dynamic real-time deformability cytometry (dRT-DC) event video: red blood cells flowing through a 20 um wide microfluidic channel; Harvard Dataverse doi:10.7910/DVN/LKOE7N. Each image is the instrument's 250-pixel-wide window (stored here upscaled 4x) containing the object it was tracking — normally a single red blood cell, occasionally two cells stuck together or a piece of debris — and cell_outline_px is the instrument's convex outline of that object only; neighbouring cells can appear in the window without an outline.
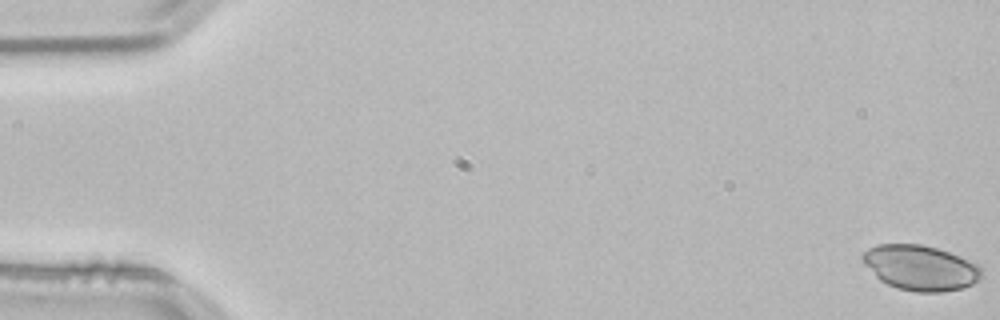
{"species": "common noctule bat (a hibernating species)", "species_latin": "Nyctalus noctula", "temperature_condition": "room temperature", "stored_images_in_passage": 54, "camera_frame_rate_fps": 3000, "um_per_image_px": 0.085, "animal": {"sex": "male", "body_mass_g": 21.5, "forearm_length_mm": 52.0}, "frame": {"image": 1, "passage_image": 1, "time_ms": 0.0, "image_size_px": [1000, 320], "cell_outline_px": [[984, 272], [972, 284], [964, 288], [940, 292], [916, 292], [896, 288], [880, 280], [860, 260], [860, 256], [868, 248], [876, 244], [920, 244], [936, 248], [948, 252], [980, 264]], "centroid_in_image_um": [78.23, 22.76], "position_along_channel_um": 6.8, "area_um2": 31.44}}